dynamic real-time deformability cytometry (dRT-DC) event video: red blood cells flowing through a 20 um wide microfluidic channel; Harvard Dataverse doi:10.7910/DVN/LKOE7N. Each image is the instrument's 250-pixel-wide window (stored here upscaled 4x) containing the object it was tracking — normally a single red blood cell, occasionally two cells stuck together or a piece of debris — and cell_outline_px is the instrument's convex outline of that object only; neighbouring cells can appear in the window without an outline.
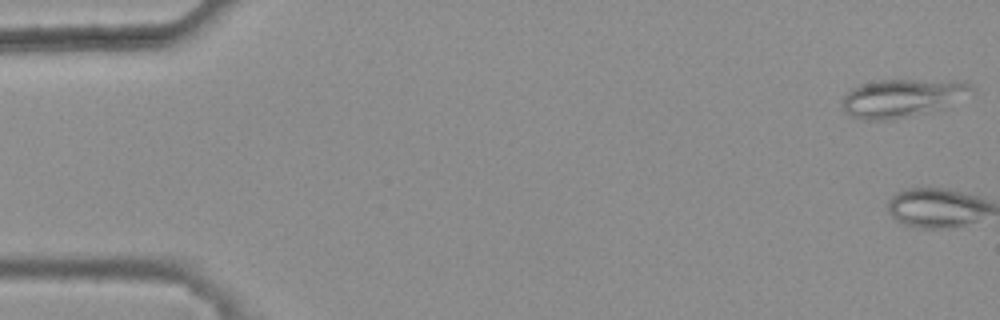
{"species": "common noctule bat (a hibernating species)", "species_latin": "Nyctalus noctula", "temperature_condition": "warm", "stored_images_in_passage": 2, "camera_frame_rate_fps": 3000, "um_per_image_px": 0.085, "animal": {"sex": "female", "body_mass_g": 25.1}, "frame": {"image": 1, "passage_image": 1, "time_ms": 0.0, "image_size_px": [1000, 320], "cell_outline_px": [[976, 92], [944, 108], [892, 120], [864, 120], [848, 116], [844, 112], [840, 100], [852, 88], [860, 84], [876, 80], [952, 80], [972, 84], [976, 88]], "centroid_in_image_um": [76.7, 8.33], "position_along_channel_um": 8.3, "area_um2": 29.36}}